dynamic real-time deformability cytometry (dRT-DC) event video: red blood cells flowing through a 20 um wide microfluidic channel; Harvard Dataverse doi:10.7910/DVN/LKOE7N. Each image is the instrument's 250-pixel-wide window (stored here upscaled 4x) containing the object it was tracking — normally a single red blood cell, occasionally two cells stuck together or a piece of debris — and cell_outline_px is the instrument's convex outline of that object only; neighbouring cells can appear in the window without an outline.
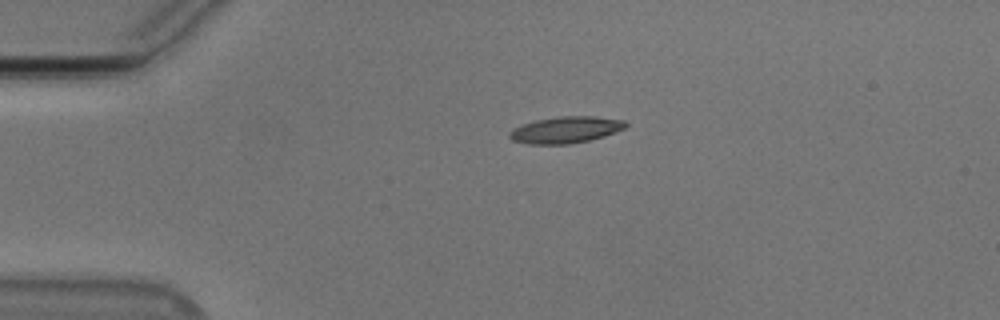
{"species": "Egyptian fruit bat (a non-hibernating species)", "species_latin": "Rousettus aegyptiacus", "temperature_condition": "cold", "stored_images_in_passage": 43, "camera_frame_rate_fps": 3000, "um_per_image_px": 0.085, "animal": {"sex": "male"}, "frame": {"image": 1, "passage_image": 1, "time_ms": 0.0, "image_size_px": [1000, 320], "cell_outline_px": [[628, 124], [624, 128], [604, 136], [588, 140], [568, 144], [528, 144], [512, 140], [508, 136], [508, 132], [512, 128], [536, 120], [560, 116], [596, 116], [624, 120]], "centroid_in_image_um": [48.06, 11.03], "position_along_channel_um": 36.9, "area_um2": 17.92}}
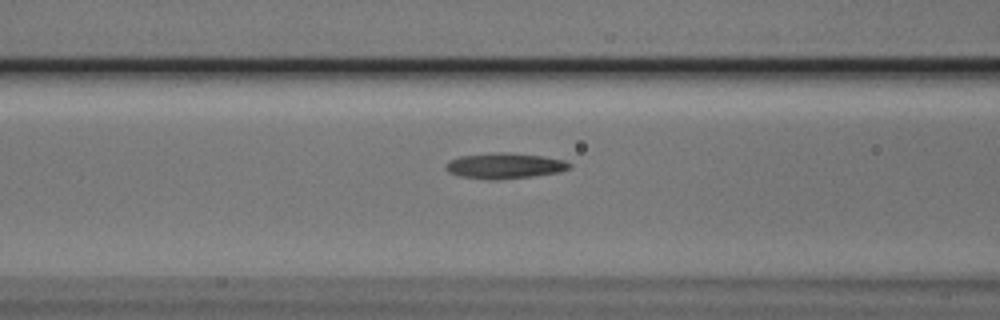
{"frame": {"image": 2, "passage_image": 11, "time_ms": 3.333, "image_size_px": [1000, 320], "cell_outline_px": [[572, 164], [568, 168], [560, 172], [532, 176], [496, 180], [488, 180], [460, 176], [448, 172], [444, 168], [444, 164], [460, 156], [496, 152], [512, 152], [544, 156], [564, 160]], "centroid_in_image_um": [42.88, 14.09], "position_along_channel_um": 123.7, "area_um2": 18.61}}
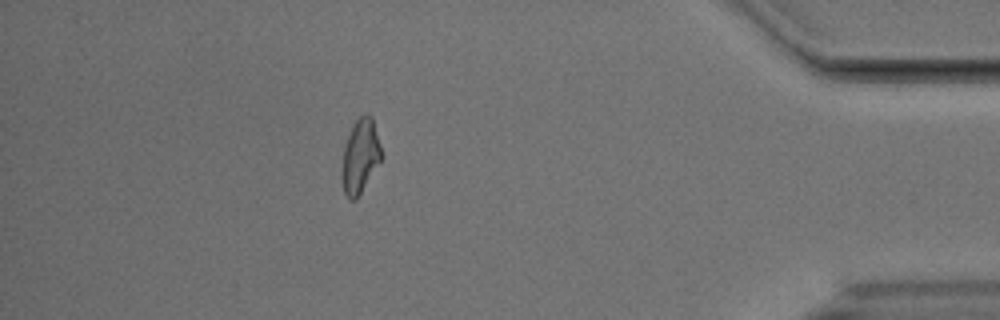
{"frame": {"image": 3, "passage_image": 37, "time_ms": 12.0, "image_size_px": [1000, 320], "cell_outline_px": [[384, 156], [356, 200], [348, 200], [344, 192], [344, 148], [348, 136], [356, 120], [360, 116], [368, 112], [372, 116]], "centroid_in_image_um": [30.69, 13.25], "position_along_channel_um": 404.5, "area_um2": 16.65}, "authors_computed_cell_mechanics": {"area_um2": 17.5712, "velocity_mm_per_s": 3.7672, "shape_relaxation_time_tau1_ms": 3.3696, "shape_relaxation_time_tau2_ms": 3.8684, "deformation_change_tau1": 0.136, "deformation_change_tau2": 0.1131}}